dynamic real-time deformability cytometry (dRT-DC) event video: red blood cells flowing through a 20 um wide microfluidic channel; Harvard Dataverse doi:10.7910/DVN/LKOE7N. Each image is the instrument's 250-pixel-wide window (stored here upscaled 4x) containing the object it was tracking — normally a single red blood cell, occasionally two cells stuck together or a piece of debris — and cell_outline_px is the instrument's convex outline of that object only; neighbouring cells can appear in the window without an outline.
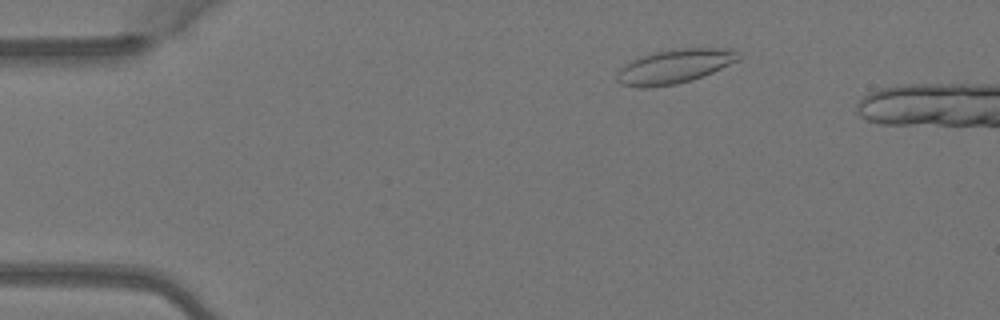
{"species": "Egyptian fruit bat (a non-hibernating species)", "species_latin": "Rousettus aegyptiacus", "temperature_condition": "warm", "stored_images_in_passage": 5, "camera_frame_rate_fps": 3000, "um_per_image_px": 0.085, "animal": {"sex": "female"}, "frame": {"image": 1, "passage_image": 2, "time_ms": 0.333, "image_size_px": [1000, 320], "cell_outline_px": [[740, 60], [712, 72], [692, 80], [676, 84], [644, 88], [640, 88], [620, 84], [616, 80], [616, 76], [620, 68], [632, 60], [656, 52], [676, 48], [732, 48], [740, 52]], "centroid_in_image_um": [57.37, 5.64], "position_along_channel_um": 27.6, "area_um2": 24.16}}
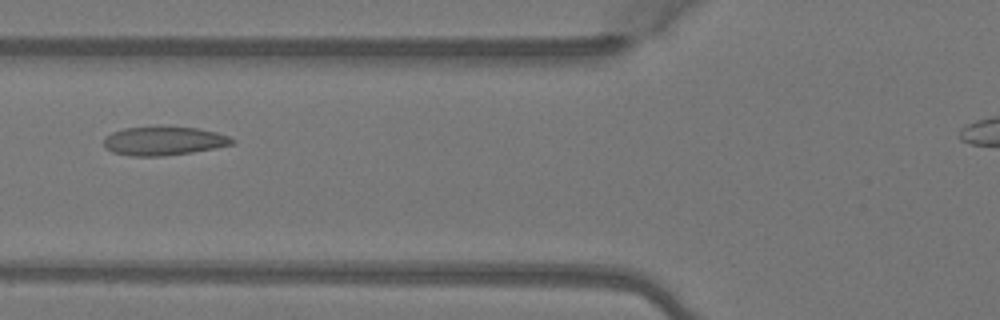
{"frame": {"image": 2, "passage_image": 5, "time_ms": 1.333, "image_size_px": [1000, 320], "cell_outline_px": [[236, 140], [232, 144], [216, 148], [192, 152], [164, 156], [132, 156], [112, 152], [104, 148], [104, 136], [112, 132], [124, 128], [196, 128], [216, 132], [228, 136]], "centroid_in_image_um": [13.9, 12.0], "position_along_channel_um": 111.9, "area_um2": 21.15}}